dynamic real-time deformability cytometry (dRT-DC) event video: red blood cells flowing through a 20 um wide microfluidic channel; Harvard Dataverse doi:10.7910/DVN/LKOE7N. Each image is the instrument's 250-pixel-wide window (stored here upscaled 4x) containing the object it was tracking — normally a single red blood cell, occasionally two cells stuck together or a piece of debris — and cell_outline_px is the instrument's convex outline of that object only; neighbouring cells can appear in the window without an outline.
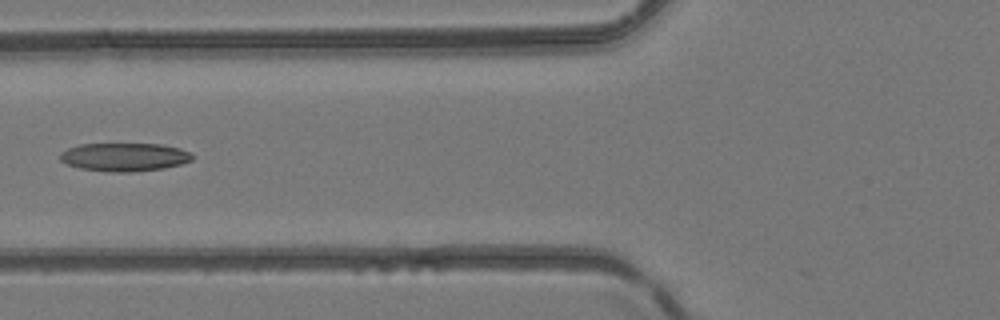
{"species": "common noctule bat (a hibernating species)", "species_latin": "Nyctalus noctula", "temperature_condition": "room temperature", "stored_images_in_passage": 6, "camera_frame_rate_fps": 3000, "um_per_image_px": 0.085, "animal": {"sex": "female", "body_mass_g": 24.6, "forearm_length_mm": 56.2}, "frame": {"image": 1, "passage_image": 6, "time_ms": 5.667, "image_size_px": [1000, 320], "cell_outline_px": [[196, 156], [192, 160], [180, 164], [164, 168], [132, 172], [112, 172], [80, 168], [68, 164], [60, 160], [60, 152], [68, 148], [80, 144], [164, 144], [180, 148], [192, 152]], "centroid_in_image_um": [10.63, 13.34], "position_along_channel_um": 115.2, "area_um2": 21.96}}